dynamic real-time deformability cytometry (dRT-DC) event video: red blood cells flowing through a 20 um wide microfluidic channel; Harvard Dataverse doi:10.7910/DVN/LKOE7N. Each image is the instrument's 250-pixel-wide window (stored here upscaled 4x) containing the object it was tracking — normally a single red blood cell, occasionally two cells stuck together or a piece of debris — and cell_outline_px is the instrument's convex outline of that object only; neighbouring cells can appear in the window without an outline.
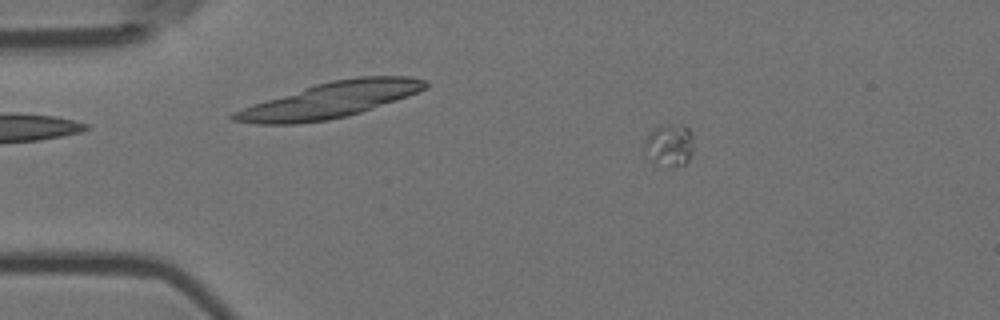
{"species": "Egyptian fruit bat (a non-hibernating species)", "species_latin": "Rousettus aegyptiacus", "temperature_condition": "room temperature", "stored_images_in_passage": 58, "camera_frame_rate_fps": 3000, "um_per_image_px": 0.085, "animal": {"sex": "female"}, "frame": {"image": 1, "passage_image": 12, "time_ms": 3.667, "image_size_px": [1000, 320], "cell_outline_px": [[692, 152], [688, 160], [684, 164], [656, 168], [644, 148], [644, 140], [652, 128], [660, 124], [684, 124], [688, 128], [692, 136]], "centroid_in_image_um": [56.86, 12.32], "position_along_channel_um": 28.1, "area_um2": 12.48}}